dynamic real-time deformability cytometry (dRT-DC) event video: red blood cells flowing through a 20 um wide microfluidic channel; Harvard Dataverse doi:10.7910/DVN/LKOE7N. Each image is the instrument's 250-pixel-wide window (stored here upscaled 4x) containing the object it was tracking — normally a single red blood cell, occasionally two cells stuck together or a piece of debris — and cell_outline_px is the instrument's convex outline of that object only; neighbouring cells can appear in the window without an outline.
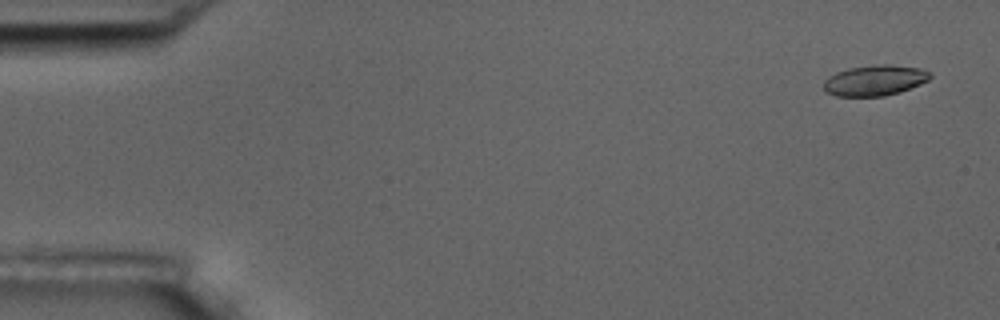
{"species": "common noctule bat (a hibernating species)", "species_latin": "Nyctalus noctula", "temperature_condition": "room temperature", "stored_images_in_passage": 11, "camera_frame_rate_fps": 3000, "um_per_image_px": 0.085, "animal": {"sex": "male", "body_mass_g": 17.5, "forearm_length_mm": 52.3}, "frame": {"image": 1, "passage_image": 1, "time_ms": 0.0, "image_size_px": [1000, 320], "cell_outline_px": [[932, 76], [928, 80], [920, 84], [900, 92], [884, 96], [836, 96], [824, 92], [824, 80], [828, 76], [836, 72], [848, 68], [880, 64], [888, 64], [920, 68], [932, 72]], "centroid_in_image_um": [74.35, 6.83], "position_along_channel_um": 10.6, "area_um2": 19.13}}
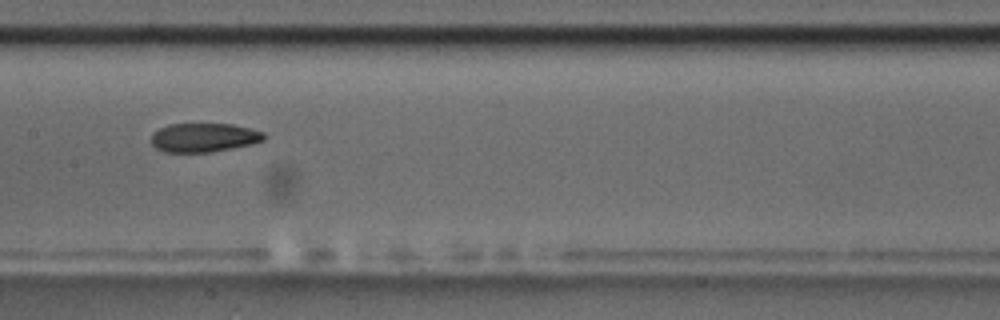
{"frame": {"image": 2, "passage_image": 8, "time_ms": 8.667, "image_size_px": [1000, 320], "cell_outline_px": [[264, 140], [252, 144], [212, 152], [164, 152], [156, 148], [152, 144], [152, 132], [168, 124], [232, 124], [252, 128], [264, 132]], "centroid_in_image_um": [17.33, 11.69], "position_along_channel_um": 190.1, "area_um2": 19.07}}
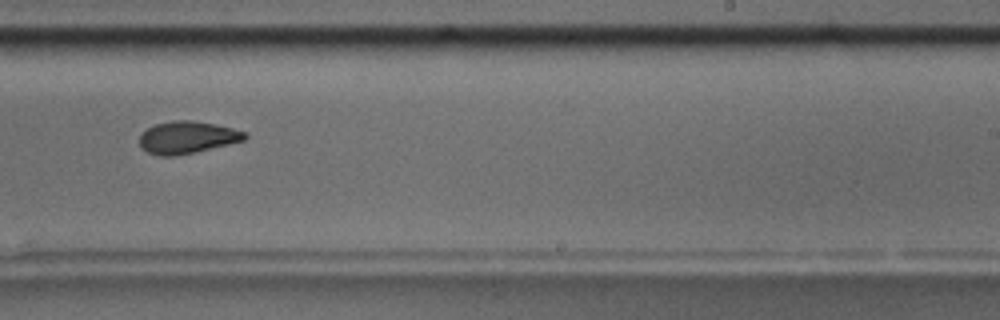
{"frame": {"image": 3, "passage_image": 10, "time_ms": 11.0, "image_size_px": [1000, 320], "cell_outline_px": [[248, 136], [244, 140], [196, 152], [176, 156], [160, 156], [148, 152], [140, 148], [140, 132], [156, 124], [172, 120], [192, 120], [216, 124], [248, 132]], "centroid_in_image_um": [15.91, 11.67], "position_along_channel_um": 273.1, "area_um2": 19.94}}